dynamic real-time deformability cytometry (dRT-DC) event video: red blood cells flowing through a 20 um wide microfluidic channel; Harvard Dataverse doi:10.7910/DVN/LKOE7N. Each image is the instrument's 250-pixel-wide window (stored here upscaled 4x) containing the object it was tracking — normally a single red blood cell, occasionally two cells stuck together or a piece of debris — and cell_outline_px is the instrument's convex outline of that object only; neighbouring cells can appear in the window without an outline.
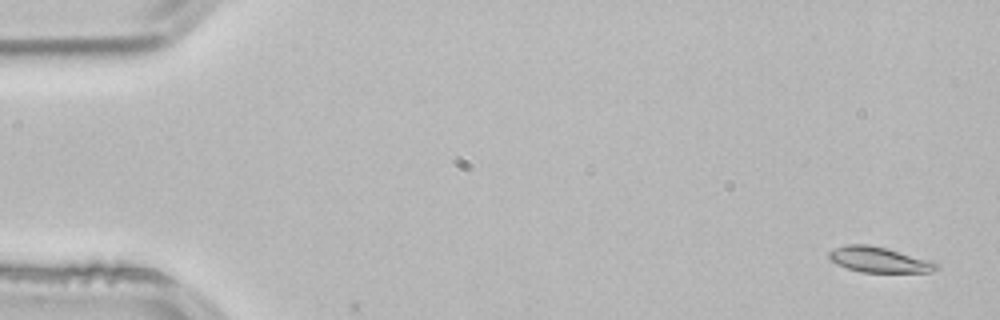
{"species": "common noctule bat (a hibernating species)", "species_latin": "Nyctalus noctula", "temperature_condition": "room temperature", "stored_images_in_passage": 3, "camera_frame_rate_fps": 3000, "um_per_image_px": 0.085, "animal": {"sex": "male", "body_mass_g": 21.5, "forearm_length_mm": 52.0}, "frame": {"image": 1, "passage_image": 1, "time_ms": 0.0, "image_size_px": [1000, 320], "cell_outline_px": [[940, 268], [932, 272], [860, 272], [836, 264], [828, 256], [828, 252], [836, 248], [848, 244], [864, 244], [884, 248], [924, 260], [936, 264]], "centroid_in_image_um": [74.64, 22.09], "position_along_channel_um": 10.4, "area_um2": 15.26}}